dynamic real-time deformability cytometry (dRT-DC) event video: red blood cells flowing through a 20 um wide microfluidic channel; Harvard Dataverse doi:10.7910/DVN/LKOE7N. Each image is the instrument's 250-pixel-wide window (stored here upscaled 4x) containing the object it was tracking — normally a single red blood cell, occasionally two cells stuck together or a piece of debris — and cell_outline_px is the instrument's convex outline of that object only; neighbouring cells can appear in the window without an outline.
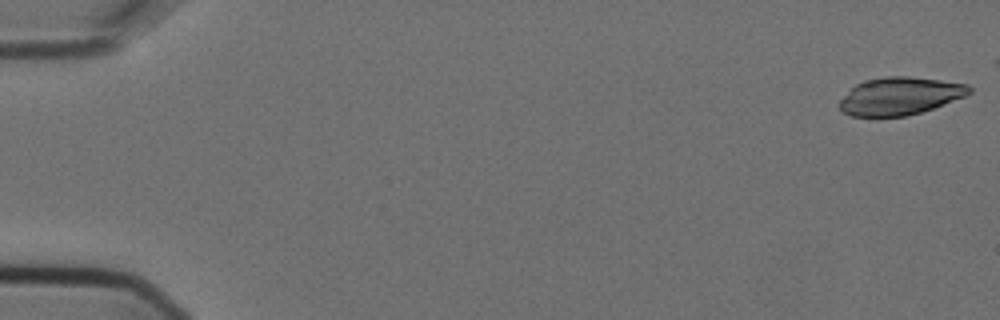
{"species": "Egyptian fruit bat (a non-hibernating species)", "species_latin": "Rousettus aegyptiacus", "temperature_condition": "cold", "stored_images_in_passage": 10, "camera_frame_rate_fps": 3000, "um_per_image_px": 0.085, "animal": {"sex": "female"}, "frame": {"image": 1, "passage_image": 1, "time_ms": 0.0, "image_size_px": [1000, 320], "cell_outline_px": [[972, 92], [968, 96], [920, 112], [904, 116], [852, 116], [844, 112], [836, 104], [856, 84], [864, 80], [884, 76], [908, 76], [940, 80], [968, 84], [972, 88]], "centroid_in_image_um": [76.51, 8.15], "position_along_channel_um": 8.5, "area_um2": 28.5}}
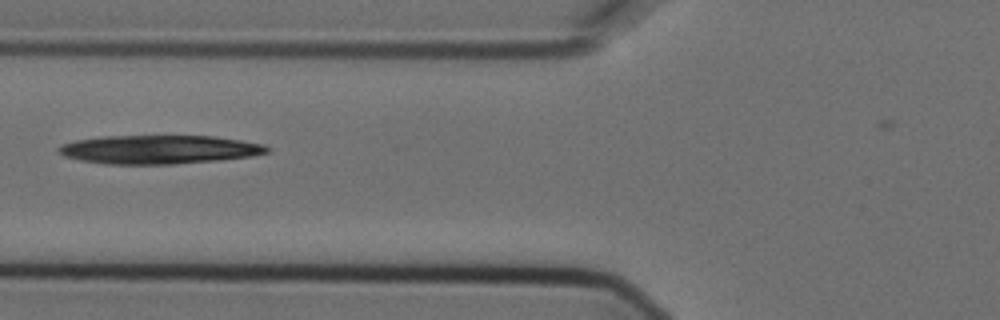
{"frame": {"image": 2, "passage_image": 7, "time_ms": 2.0, "image_size_px": [1000, 320], "cell_outline_px": [[268, 152], [252, 156], [220, 160], [172, 164], [108, 164], [80, 160], [64, 156], [56, 148], [64, 144], [76, 140], [100, 136], [216, 136], [264, 144], [268, 148]], "centroid_in_image_um": [13.53, 12.7], "position_along_channel_um": 112.3, "area_um2": 34.74}}
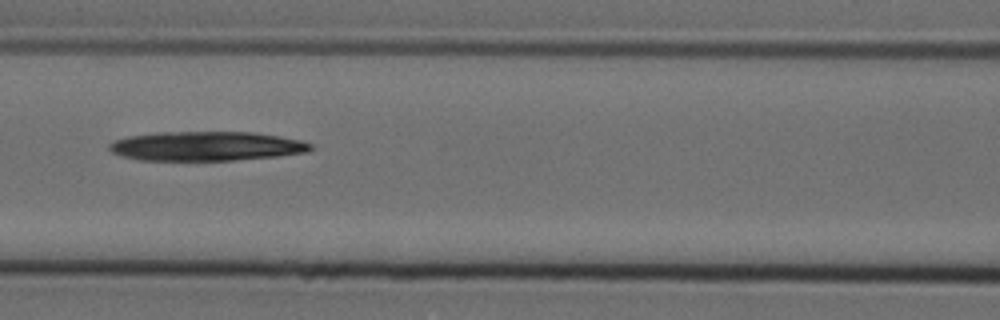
{"frame": {"image": 3, "passage_image": 8, "time_ms": 2.333, "image_size_px": [1000, 320], "cell_outline_px": [[312, 148], [308, 152], [280, 156], [236, 160], [140, 160], [120, 156], [112, 152], [108, 148], [108, 144], [116, 140], [128, 136], [160, 132], [252, 132], [280, 136], [300, 140], [312, 144]], "centroid_in_image_um": [17.54, 12.42], "position_along_channel_um": 149.1, "area_um2": 34.51}}